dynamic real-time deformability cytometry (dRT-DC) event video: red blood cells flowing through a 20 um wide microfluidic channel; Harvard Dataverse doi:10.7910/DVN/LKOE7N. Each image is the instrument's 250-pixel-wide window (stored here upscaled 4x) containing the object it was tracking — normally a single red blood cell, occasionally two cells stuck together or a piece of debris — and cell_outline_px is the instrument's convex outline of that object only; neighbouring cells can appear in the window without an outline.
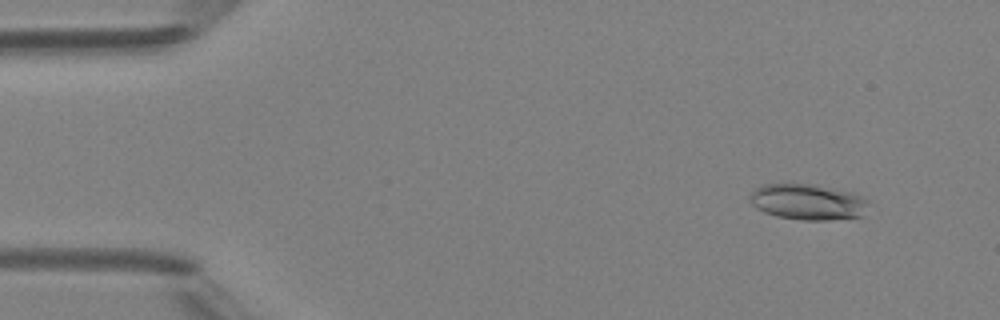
{"species": "Egyptian fruit bat (a non-hibernating species)", "species_latin": "Rousettus aegyptiacus", "temperature_condition": "room temperature", "stored_images_in_passage": 6, "camera_frame_rate_fps": 3000, "um_per_image_px": 0.085, "animal": {"sex": "female"}, "frame": {"image": 1, "passage_image": 2, "time_ms": 1.0, "image_size_px": [1000, 320], "cell_outline_px": [[868, 200], [864, 216], [828, 220], [800, 220], [776, 216], [764, 212], [756, 208], [752, 204], [748, 196], [760, 184], [788, 180], [816, 184], [852, 192], [864, 196]], "centroid_in_image_um": [68.62, 17.11], "position_along_channel_um": 16.4, "area_um2": 25.89}}
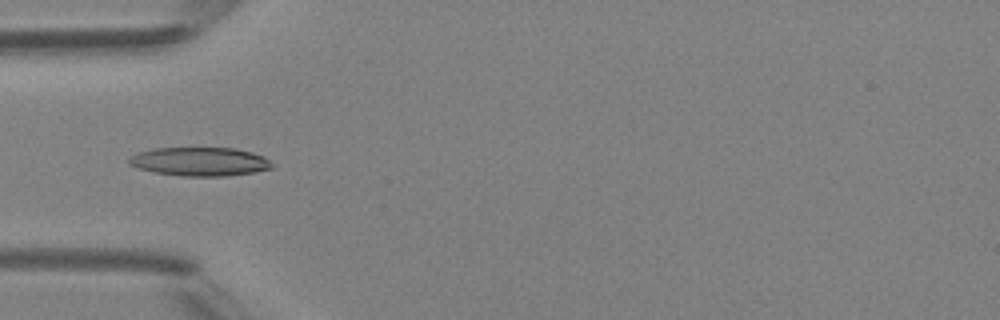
{"frame": {"image": 2, "passage_image": 5, "time_ms": 4.667, "image_size_px": [1000, 320], "cell_outline_px": [[272, 168], [252, 172], [224, 176], [180, 176], [156, 172], [140, 168], [128, 164], [128, 160], [132, 156], [140, 152], [156, 148], [236, 148], [252, 152], [264, 156], [272, 164]], "centroid_in_image_um": [17.0, 13.73], "position_along_channel_um": 68.0, "area_um2": 23.64}}
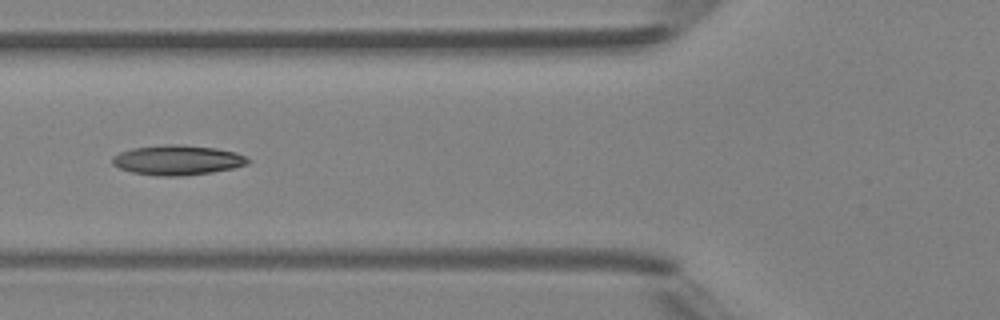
{"frame": {"image": 3, "passage_image": 6, "time_ms": 5.667, "image_size_px": [1000, 320], "cell_outline_px": [[252, 160], [248, 164], [232, 168], [212, 172], [184, 176], [156, 176], [132, 172], [120, 168], [112, 164], [112, 156], [120, 152], [132, 148], [168, 144], [176, 144], [216, 148], [236, 152]], "centroid_in_image_um": [15.08, 13.61], "position_along_channel_um": 110.7, "area_um2": 23.64}}